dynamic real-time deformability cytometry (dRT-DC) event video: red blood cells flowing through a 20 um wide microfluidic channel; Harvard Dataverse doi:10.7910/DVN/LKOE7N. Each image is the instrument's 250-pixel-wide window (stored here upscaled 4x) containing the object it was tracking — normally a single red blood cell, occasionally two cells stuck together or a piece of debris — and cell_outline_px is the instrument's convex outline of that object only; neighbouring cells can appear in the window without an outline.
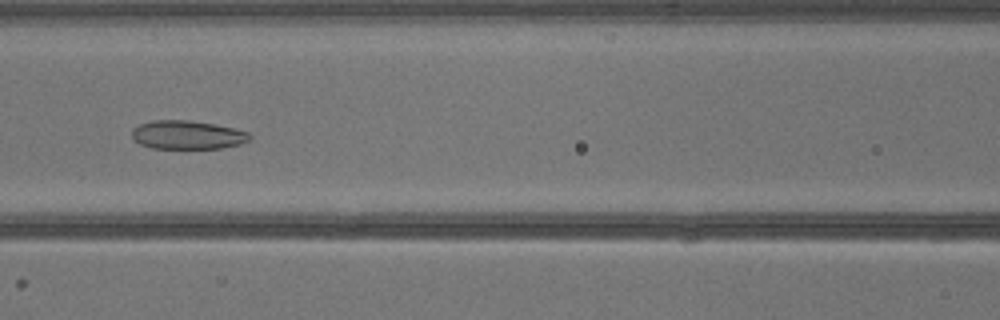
{"species": "common noctule bat (a hibernating species)", "species_latin": "Nyctalus noctula", "temperature_condition": "warm", "stored_images_in_passage": 25, "camera_frame_rate_fps": 3000, "um_per_image_px": 0.085, "animal": {"sex": "male", "body_mass_g": 13.3}, "frame": {"image": 1, "passage_image": 11, "time_ms": 3.333, "image_size_px": [1000, 320], "cell_outline_px": [[252, 136], [248, 140], [240, 144], [220, 148], [152, 148], [140, 144], [132, 140], [132, 128], [140, 124], [152, 120], [188, 120], [212, 124], [232, 128], [248, 132]], "centroid_in_image_um": [15.88, 11.46], "position_along_channel_um": 150.7, "area_um2": 19.54}}
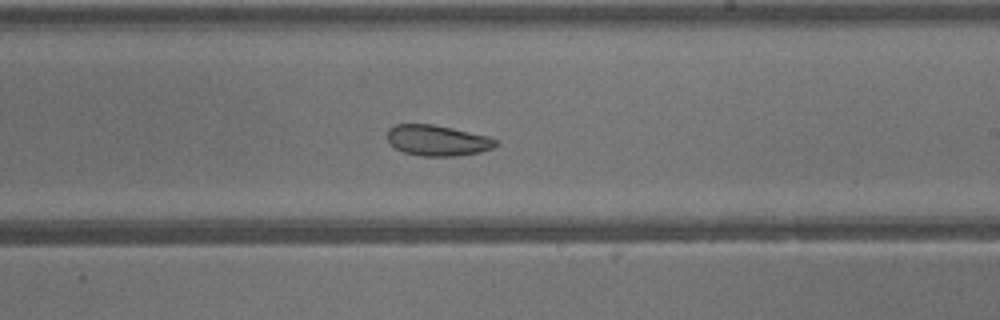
{"frame": {"image": 2, "passage_image": 17, "time_ms": 5.333, "image_size_px": [1000, 320], "cell_outline_px": [[500, 144], [492, 148], [480, 152], [456, 156], [420, 156], [404, 152], [396, 148], [388, 140], [388, 128], [396, 124], [432, 124], [452, 128], [488, 136], [496, 140]], "centroid_in_image_um": [37.2, 11.94], "position_along_channel_um": 251.8, "area_um2": 19.36}}
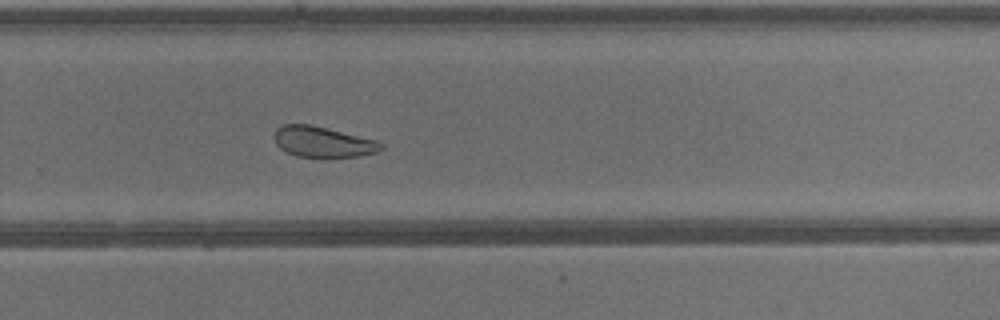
{"frame": {"image": 3, "passage_image": 20, "time_ms": 6.333, "image_size_px": [1000, 320], "cell_outline_px": [[384, 148], [376, 152], [356, 156], [296, 156], [280, 148], [276, 144], [276, 128], [284, 124], [308, 124], [376, 140], [384, 144]], "centroid_in_image_um": [27.45, 12.05], "position_along_channel_um": 302.4, "area_um2": 18.5}}